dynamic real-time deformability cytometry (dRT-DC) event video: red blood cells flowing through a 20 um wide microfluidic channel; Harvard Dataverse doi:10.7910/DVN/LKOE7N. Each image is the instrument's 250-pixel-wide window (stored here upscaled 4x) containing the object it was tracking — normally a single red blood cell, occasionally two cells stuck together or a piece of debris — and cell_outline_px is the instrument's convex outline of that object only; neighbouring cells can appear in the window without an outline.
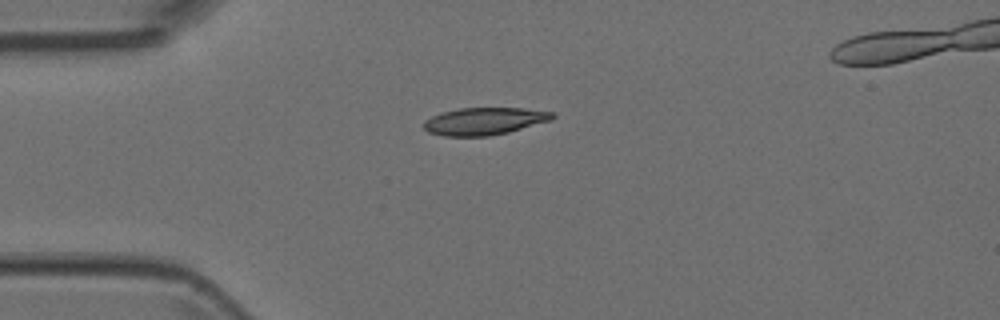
{"species": "Egyptian fruit bat (a non-hibernating species)", "species_latin": "Rousettus aegyptiacus", "temperature_condition": "room temperature", "stored_images_in_passage": 3, "camera_frame_rate_fps": 3000, "um_per_image_px": 0.085, "animal": {"sex": "female"}, "frame": {"image": 1, "passage_image": 1, "time_ms": 0.0, "image_size_px": [1000, 320], "cell_outline_px": [[556, 116], [552, 120], [508, 132], [488, 136], [444, 136], [428, 132], [424, 128], [424, 120], [440, 112], [460, 108], [524, 108], [556, 112]], "centroid_in_image_um": [41.19, 10.29], "position_along_channel_um": 43.8, "area_um2": 20.63}}
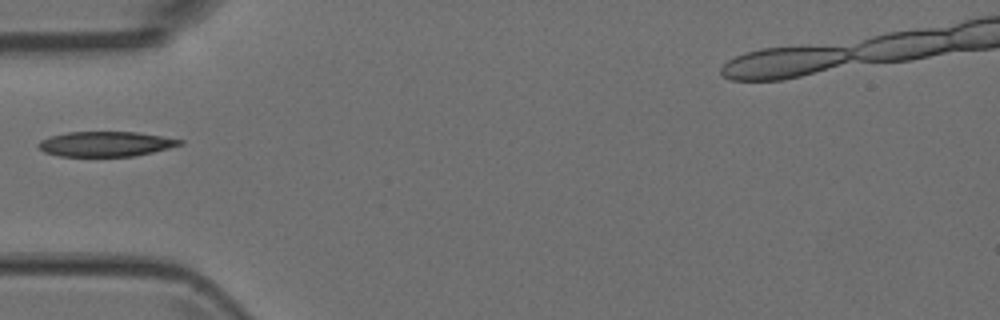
{"frame": {"image": 2, "passage_image": 2, "time_ms": 0.333, "image_size_px": [1000, 320], "cell_outline_px": [[184, 144], [152, 152], [132, 156], [60, 156], [44, 152], [36, 144], [40, 140], [52, 136], [68, 132], [136, 132], [184, 140]], "centroid_in_image_um": [8.98, 12.23], "position_along_channel_um": 76.0, "area_um2": 20.4}}
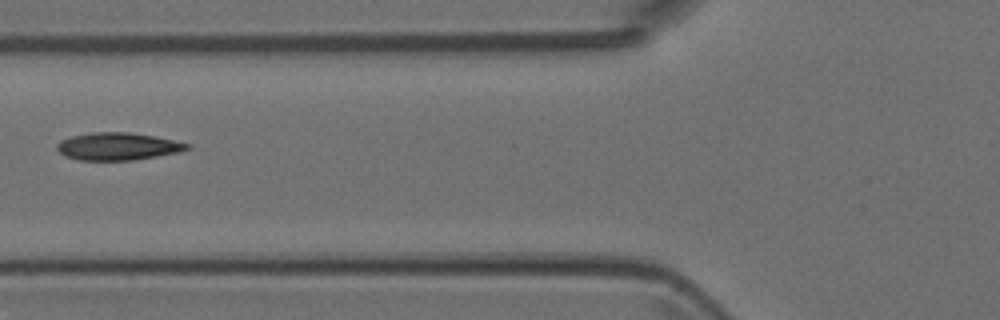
{"frame": {"image": 3, "passage_image": 3, "time_ms": 0.667, "image_size_px": [1000, 320], "cell_outline_px": [[192, 148], [180, 152], [132, 160], [80, 160], [64, 156], [56, 148], [56, 144], [60, 140], [72, 136], [92, 132], [128, 132], [156, 136], [192, 144]], "centroid_in_image_um": [10.04, 12.44], "position_along_channel_um": 115.8, "area_um2": 20.98}}